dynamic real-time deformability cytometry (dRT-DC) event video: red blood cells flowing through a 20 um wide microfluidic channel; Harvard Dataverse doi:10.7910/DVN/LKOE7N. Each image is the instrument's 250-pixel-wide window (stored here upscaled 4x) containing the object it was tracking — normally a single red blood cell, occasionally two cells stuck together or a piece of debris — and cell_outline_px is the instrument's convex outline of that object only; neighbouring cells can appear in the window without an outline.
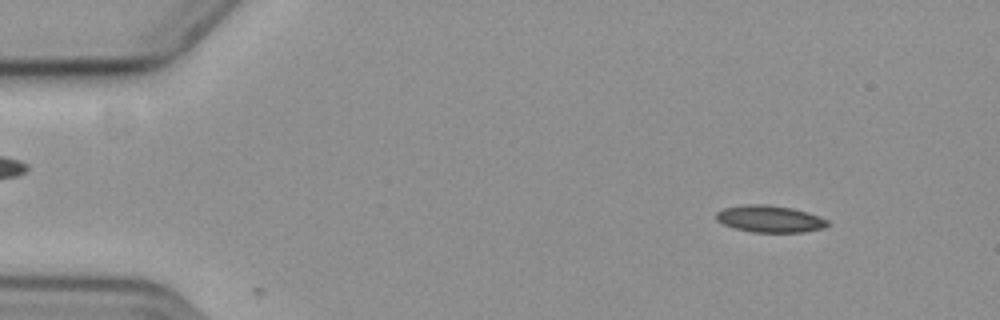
{"species": "common noctule bat (a hibernating species)", "species_latin": "Nyctalus noctula", "temperature_condition": "cold", "stored_images_in_passage": 9, "camera_frame_rate_fps": 3000, "um_per_image_px": 0.085, "animal": {"sex": "female", "body_mass_g": 19.3, "forearm_length_mm": 54.1}, "frame": {"image": 1, "passage_image": 7, "time_ms": 2.0, "image_size_px": [1000, 320], "cell_outline_px": [[828, 224], [824, 228], [804, 232], [752, 232], [732, 228], [716, 220], [716, 212], [724, 208], [748, 204], [764, 204], [792, 208], [808, 212], [828, 220]], "centroid_in_image_um": [65.42, 18.61], "position_along_channel_um": 19.6, "area_um2": 17.46}}